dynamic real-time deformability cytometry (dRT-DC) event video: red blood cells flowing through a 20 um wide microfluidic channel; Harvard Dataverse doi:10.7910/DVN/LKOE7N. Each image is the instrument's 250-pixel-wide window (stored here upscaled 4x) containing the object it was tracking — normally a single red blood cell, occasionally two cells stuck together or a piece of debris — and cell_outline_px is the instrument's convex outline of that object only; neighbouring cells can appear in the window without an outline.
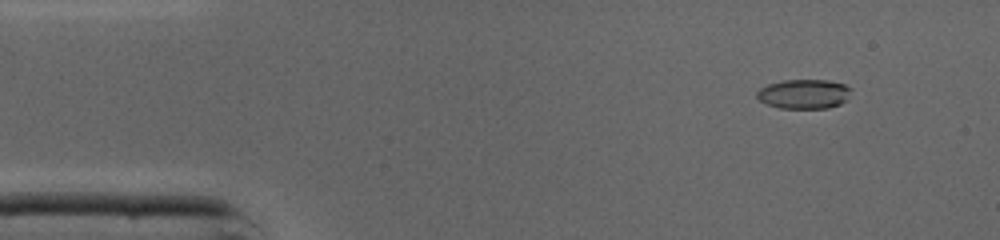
{"species": "common noctule bat (a hibernating species)", "species_latin": "Nyctalus noctula", "temperature_condition": "cold", "stored_images_in_passage": 46, "camera_frame_rate_fps": 3000, "um_per_image_px": 0.085, "animal": {"sex": "male", "body_mass_g": 19.0, "forearm_length_mm": 50.8}, "frame": {"image": 1, "passage_image": 5, "time_ms": 1.333, "image_size_px": [1000, 240], "cell_outline_px": [[852, 88], [848, 100], [840, 104], [828, 108], [780, 108], [768, 104], [760, 100], [756, 96], [756, 92], [760, 88], [768, 84], [784, 80], [828, 80], [844, 84]], "centroid_in_image_um": [68.37, 7.98], "position_along_channel_um": 16.6, "area_um2": 16.24}}
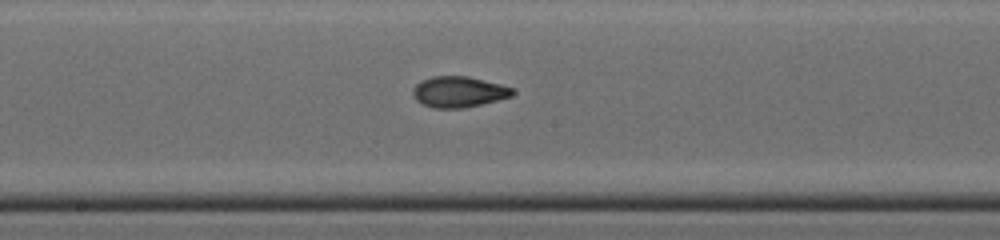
{"frame": {"image": 2, "passage_image": 24, "time_ms": 7.667, "image_size_px": [1000, 240], "cell_outline_px": [[516, 92], [512, 96], [464, 108], [432, 108], [420, 104], [412, 96], [412, 88], [420, 80], [432, 76], [468, 76], [500, 84], [512, 88]], "centroid_in_image_um": [38.93, 7.81], "position_along_channel_um": 209.3, "area_um2": 18.09}}
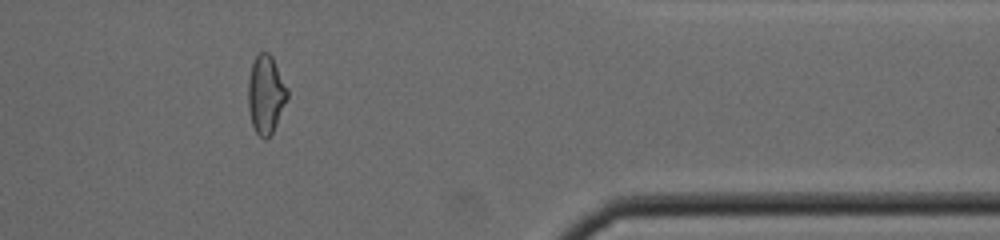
{"frame": {"image": 3, "passage_image": 38, "time_ms": 12.333, "image_size_px": [1000, 240], "cell_outline_px": [[288, 96], [276, 124], [272, 132], [264, 140], [256, 132], [252, 124], [248, 108], [248, 80], [252, 64], [256, 56], [260, 52], [268, 52], [272, 56], [288, 88]], "centroid_in_image_um": [22.59, 8.0], "position_along_channel_um": 388.8, "area_um2": 17.74}, "authors_computed_cell_mechanics": {"area_um2": 17.5134, "velocity_mm_per_s": 4.374, "shape_relaxation_time_tau1_ms": 7.1533, "shape_relaxation_time_tau2_ms": 1.4976, "deformation_change_tau1": 0.2142, "deformation_change_tau2": 0.0662}}